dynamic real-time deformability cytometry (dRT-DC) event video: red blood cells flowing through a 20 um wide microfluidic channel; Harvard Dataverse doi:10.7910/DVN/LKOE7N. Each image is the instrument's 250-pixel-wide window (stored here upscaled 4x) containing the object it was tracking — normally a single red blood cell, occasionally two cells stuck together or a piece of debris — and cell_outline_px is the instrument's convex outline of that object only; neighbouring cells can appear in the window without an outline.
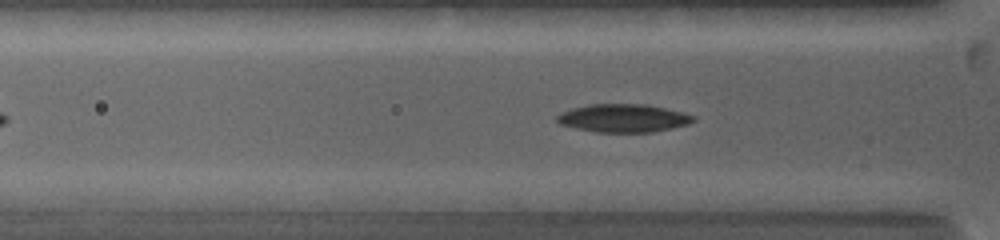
{"species": "common noctule bat (a hibernating species)", "species_latin": "Nyctalus noctula", "temperature_condition": "warm", "stored_images_in_passage": 29, "camera_frame_rate_fps": 5000, "um_per_image_px": 0.085, "animal": {"sex": "female", "body_mass_g": 19.0, "forearm_length_mm": 53.3}, "frame": {"image": 1, "passage_image": 4, "time_ms": 1.0, "image_size_px": [1000, 240], "cell_outline_px": [[696, 120], [688, 124], [672, 128], [652, 132], [596, 132], [576, 128], [560, 124], [556, 120], [556, 116], [572, 108], [588, 104], [648, 104], [684, 112], [696, 116]], "centroid_in_image_um": [53.03, 10.03], "position_along_channel_um": 72.8, "area_um2": 22.43}}
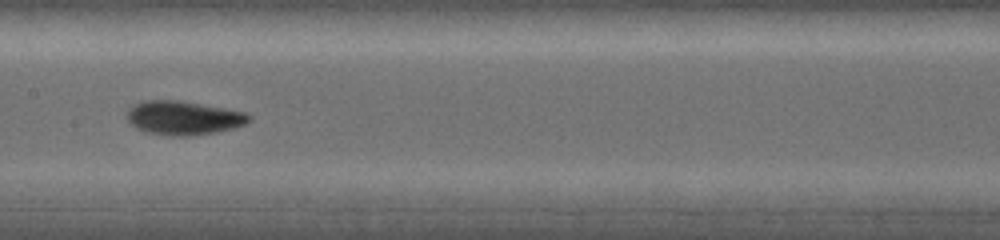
{"frame": {"image": 2, "passage_image": 12, "time_ms": 4.0, "image_size_px": [1000, 240], "cell_outline_px": [[252, 120], [244, 124], [232, 128], [216, 132], [192, 136], [176, 136], [144, 132], [136, 128], [128, 120], [128, 108], [132, 104], [144, 100], [180, 100], [224, 108], [244, 112], [252, 116]], "centroid_in_image_um": [15.58, 10.01], "position_along_channel_um": 191.8, "area_um2": 24.16}}
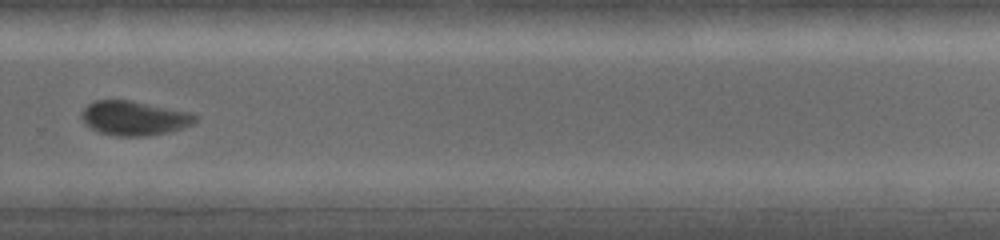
{"frame": {"image": 3, "passage_image": 21, "time_ms": 7.2, "image_size_px": [1000, 240], "cell_outline_px": [[196, 124], [184, 128], [168, 132], [148, 136], [116, 136], [100, 132], [84, 124], [80, 116], [80, 112], [88, 104], [96, 100], [132, 100], [192, 112], [196, 116]], "centroid_in_image_um": [11.43, 10.04], "position_along_channel_um": 318.4, "area_um2": 23.12}, "authors_computed_cell_mechanics": {"area_um2": 22.8888, "velocity_mm_per_s": 3.9606, "shape_relaxation_time_tau1_ms": 3.7302, "shape_relaxation_time_tau2_ms": 1.6866, "deformation_change_tau1": 0.1239, "deformation_change_tau2": 0.0701}}